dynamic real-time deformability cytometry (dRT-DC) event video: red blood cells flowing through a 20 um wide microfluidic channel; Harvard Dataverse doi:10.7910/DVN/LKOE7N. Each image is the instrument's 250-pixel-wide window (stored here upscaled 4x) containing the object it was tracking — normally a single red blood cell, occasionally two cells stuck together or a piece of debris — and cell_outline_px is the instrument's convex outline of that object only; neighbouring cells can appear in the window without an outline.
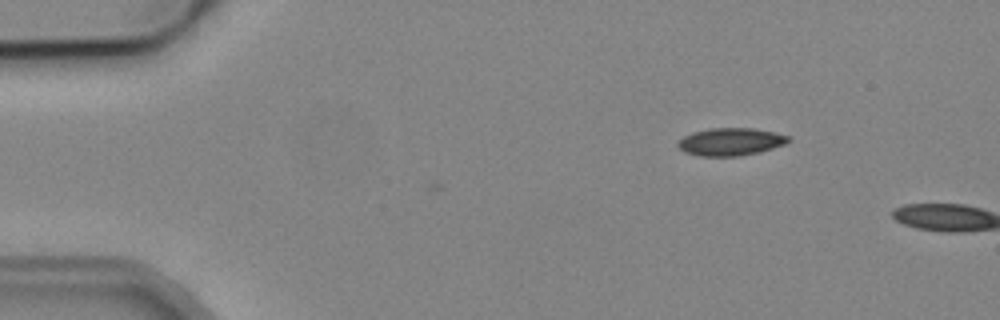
{"species": "common noctule bat (a hibernating species)", "species_latin": "Nyctalus noctula", "temperature_condition": "cold", "stored_images_in_passage": 2, "camera_frame_rate_fps": 3000, "um_per_image_px": 0.085, "animal": {"sex": "male", "body_mass_g": 19.2, "forearm_length_mm": 51.8}, "frame": {"image": 1, "passage_image": 1, "time_ms": 0.0, "image_size_px": [1000, 320], "cell_outline_px": [[792, 140], [784, 144], [760, 152], [740, 156], [700, 156], [684, 152], [676, 144], [684, 136], [692, 132], [712, 128], [752, 128], [772, 132], [788, 136]], "centroid_in_image_um": [62.09, 12.05], "position_along_channel_um": 22.9, "area_um2": 17.69}}